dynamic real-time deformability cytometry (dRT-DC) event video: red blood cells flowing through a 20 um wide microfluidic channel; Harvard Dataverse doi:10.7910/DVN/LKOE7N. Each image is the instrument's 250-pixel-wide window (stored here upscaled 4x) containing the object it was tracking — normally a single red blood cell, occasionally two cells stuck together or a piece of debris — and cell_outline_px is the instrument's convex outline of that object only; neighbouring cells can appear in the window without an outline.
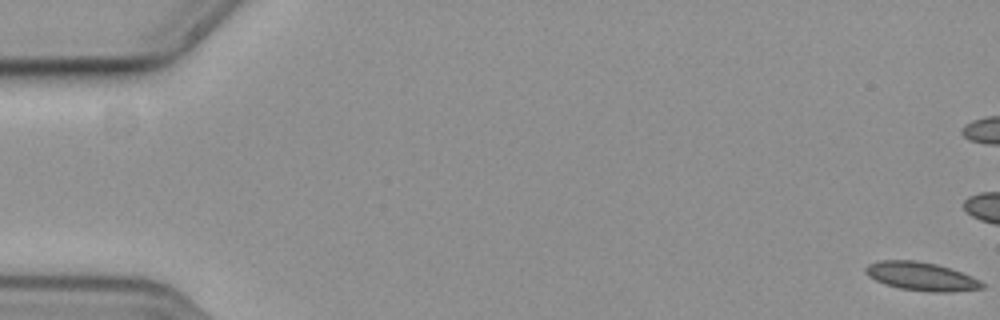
{"species": "common noctule bat (a hibernating species)", "species_latin": "Nyctalus noctula", "temperature_condition": "cold", "stored_images_in_passage": 18, "camera_frame_rate_fps": 3000, "um_per_image_px": 0.085, "animal": {"sex": "female", "body_mass_g": 19.3, "forearm_length_mm": 54.1}, "frame": {"image": 1, "passage_image": 1, "time_ms": 0.0, "image_size_px": [1000, 320], "cell_outline_px": [[984, 288], [952, 292], [928, 292], [900, 288], [884, 284], [868, 276], [864, 272], [864, 268], [868, 264], [880, 260], [916, 260], [936, 264], [972, 276], [980, 280], [984, 284]], "centroid_in_image_um": [78.29, 23.49], "position_along_channel_um": 6.7, "area_um2": 19.36}}